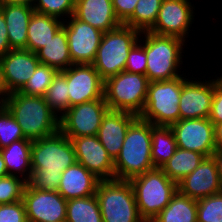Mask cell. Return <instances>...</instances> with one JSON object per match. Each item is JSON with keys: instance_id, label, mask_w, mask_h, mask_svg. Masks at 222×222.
Masks as SVG:
<instances>
[{"instance_id": "26", "label": "cell", "mask_w": 222, "mask_h": 222, "mask_svg": "<svg viewBox=\"0 0 222 222\" xmlns=\"http://www.w3.org/2000/svg\"><path fill=\"white\" fill-rule=\"evenodd\" d=\"M40 63L63 71L73 65L67 40L65 27L62 26L53 38L42 47L37 53Z\"/></svg>"}, {"instance_id": "35", "label": "cell", "mask_w": 222, "mask_h": 222, "mask_svg": "<svg viewBox=\"0 0 222 222\" xmlns=\"http://www.w3.org/2000/svg\"><path fill=\"white\" fill-rule=\"evenodd\" d=\"M197 222H222V191L197 200Z\"/></svg>"}, {"instance_id": "7", "label": "cell", "mask_w": 222, "mask_h": 222, "mask_svg": "<svg viewBox=\"0 0 222 222\" xmlns=\"http://www.w3.org/2000/svg\"><path fill=\"white\" fill-rule=\"evenodd\" d=\"M139 36L140 31L123 24L103 34L92 65L104 81L124 71L129 51Z\"/></svg>"}, {"instance_id": "30", "label": "cell", "mask_w": 222, "mask_h": 222, "mask_svg": "<svg viewBox=\"0 0 222 222\" xmlns=\"http://www.w3.org/2000/svg\"><path fill=\"white\" fill-rule=\"evenodd\" d=\"M66 222H103L96 195L67 200Z\"/></svg>"}, {"instance_id": "41", "label": "cell", "mask_w": 222, "mask_h": 222, "mask_svg": "<svg viewBox=\"0 0 222 222\" xmlns=\"http://www.w3.org/2000/svg\"><path fill=\"white\" fill-rule=\"evenodd\" d=\"M138 1L112 0L115 15L122 24L133 14Z\"/></svg>"}, {"instance_id": "22", "label": "cell", "mask_w": 222, "mask_h": 222, "mask_svg": "<svg viewBox=\"0 0 222 222\" xmlns=\"http://www.w3.org/2000/svg\"><path fill=\"white\" fill-rule=\"evenodd\" d=\"M100 179L83 165L75 162L62 172L58 192L66 199L95 195Z\"/></svg>"}, {"instance_id": "5", "label": "cell", "mask_w": 222, "mask_h": 222, "mask_svg": "<svg viewBox=\"0 0 222 222\" xmlns=\"http://www.w3.org/2000/svg\"><path fill=\"white\" fill-rule=\"evenodd\" d=\"M141 34L145 35L148 81L171 80L182 76L178 74L177 69L182 63V46H185V41L178 37L157 35L149 31Z\"/></svg>"}, {"instance_id": "18", "label": "cell", "mask_w": 222, "mask_h": 222, "mask_svg": "<svg viewBox=\"0 0 222 222\" xmlns=\"http://www.w3.org/2000/svg\"><path fill=\"white\" fill-rule=\"evenodd\" d=\"M214 93V79L205 82L187 79L179 100L180 120L208 118Z\"/></svg>"}, {"instance_id": "24", "label": "cell", "mask_w": 222, "mask_h": 222, "mask_svg": "<svg viewBox=\"0 0 222 222\" xmlns=\"http://www.w3.org/2000/svg\"><path fill=\"white\" fill-rule=\"evenodd\" d=\"M63 23L56 17L34 11L27 28L26 50L37 53L53 38Z\"/></svg>"}, {"instance_id": "38", "label": "cell", "mask_w": 222, "mask_h": 222, "mask_svg": "<svg viewBox=\"0 0 222 222\" xmlns=\"http://www.w3.org/2000/svg\"><path fill=\"white\" fill-rule=\"evenodd\" d=\"M140 41L143 40L139 39V41L129 51L124 71L146 75L147 57L145 43L143 41V44H141Z\"/></svg>"}, {"instance_id": "9", "label": "cell", "mask_w": 222, "mask_h": 222, "mask_svg": "<svg viewBox=\"0 0 222 222\" xmlns=\"http://www.w3.org/2000/svg\"><path fill=\"white\" fill-rule=\"evenodd\" d=\"M95 195L103 222H145L139 214L129 181L100 180Z\"/></svg>"}, {"instance_id": "21", "label": "cell", "mask_w": 222, "mask_h": 222, "mask_svg": "<svg viewBox=\"0 0 222 222\" xmlns=\"http://www.w3.org/2000/svg\"><path fill=\"white\" fill-rule=\"evenodd\" d=\"M73 15L103 33L122 25L115 15L112 0H75Z\"/></svg>"}, {"instance_id": "17", "label": "cell", "mask_w": 222, "mask_h": 222, "mask_svg": "<svg viewBox=\"0 0 222 222\" xmlns=\"http://www.w3.org/2000/svg\"><path fill=\"white\" fill-rule=\"evenodd\" d=\"M4 82L9 93L20 91L40 64L36 53L26 49H11L0 57Z\"/></svg>"}, {"instance_id": "20", "label": "cell", "mask_w": 222, "mask_h": 222, "mask_svg": "<svg viewBox=\"0 0 222 222\" xmlns=\"http://www.w3.org/2000/svg\"><path fill=\"white\" fill-rule=\"evenodd\" d=\"M137 117L129 112L113 110H108L103 116L96 136L113 160L119 155L126 132Z\"/></svg>"}, {"instance_id": "44", "label": "cell", "mask_w": 222, "mask_h": 222, "mask_svg": "<svg viewBox=\"0 0 222 222\" xmlns=\"http://www.w3.org/2000/svg\"><path fill=\"white\" fill-rule=\"evenodd\" d=\"M9 94L10 93L8 92L7 87L5 85V82H4L2 67H1V64H0V102L2 104L5 102V100L9 96Z\"/></svg>"}, {"instance_id": "12", "label": "cell", "mask_w": 222, "mask_h": 222, "mask_svg": "<svg viewBox=\"0 0 222 222\" xmlns=\"http://www.w3.org/2000/svg\"><path fill=\"white\" fill-rule=\"evenodd\" d=\"M28 222H66L67 200L58 191L30 188L23 192Z\"/></svg>"}, {"instance_id": "34", "label": "cell", "mask_w": 222, "mask_h": 222, "mask_svg": "<svg viewBox=\"0 0 222 222\" xmlns=\"http://www.w3.org/2000/svg\"><path fill=\"white\" fill-rule=\"evenodd\" d=\"M22 139H25V136L20 125L9 110L2 105L0 107V149Z\"/></svg>"}, {"instance_id": "14", "label": "cell", "mask_w": 222, "mask_h": 222, "mask_svg": "<svg viewBox=\"0 0 222 222\" xmlns=\"http://www.w3.org/2000/svg\"><path fill=\"white\" fill-rule=\"evenodd\" d=\"M62 72L68 83L69 108L104 99V80L92 64H73Z\"/></svg>"}, {"instance_id": "39", "label": "cell", "mask_w": 222, "mask_h": 222, "mask_svg": "<svg viewBox=\"0 0 222 222\" xmlns=\"http://www.w3.org/2000/svg\"><path fill=\"white\" fill-rule=\"evenodd\" d=\"M0 222H28L23 200L0 204Z\"/></svg>"}, {"instance_id": "1", "label": "cell", "mask_w": 222, "mask_h": 222, "mask_svg": "<svg viewBox=\"0 0 222 222\" xmlns=\"http://www.w3.org/2000/svg\"><path fill=\"white\" fill-rule=\"evenodd\" d=\"M76 162L72 141L60 130L32 141V172L26 184L37 190L58 191L64 170Z\"/></svg>"}, {"instance_id": "28", "label": "cell", "mask_w": 222, "mask_h": 222, "mask_svg": "<svg viewBox=\"0 0 222 222\" xmlns=\"http://www.w3.org/2000/svg\"><path fill=\"white\" fill-rule=\"evenodd\" d=\"M199 152L177 148L173 156L161 167L170 180L177 184L191 174L204 160Z\"/></svg>"}, {"instance_id": "10", "label": "cell", "mask_w": 222, "mask_h": 222, "mask_svg": "<svg viewBox=\"0 0 222 222\" xmlns=\"http://www.w3.org/2000/svg\"><path fill=\"white\" fill-rule=\"evenodd\" d=\"M108 110L105 99L74 105L60 116L59 130L67 137L97 135Z\"/></svg>"}, {"instance_id": "43", "label": "cell", "mask_w": 222, "mask_h": 222, "mask_svg": "<svg viewBox=\"0 0 222 222\" xmlns=\"http://www.w3.org/2000/svg\"><path fill=\"white\" fill-rule=\"evenodd\" d=\"M212 157L215 159L217 171L219 174V179L222 185V148H217L214 152Z\"/></svg>"}, {"instance_id": "6", "label": "cell", "mask_w": 222, "mask_h": 222, "mask_svg": "<svg viewBox=\"0 0 222 222\" xmlns=\"http://www.w3.org/2000/svg\"><path fill=\"white\" fill-rule=\"evenodd\" d=\"M182 76L171 80L149 82L144 110L140 118L155 126H171L180 120L179 100Z\"/></svg>"}, {"instance_id": "46", "label": "cell", "mask_w": 222, "mask_h": 222, "mask_svg": "<svg viewBox=\"0 0 222 222\" xmlns=\"http://www.w3.org/2000/svg\"><path fill=\"white\" fill-rule=\"evenodd\" d=\"M35 0H0V4H25L33 7Z\"/></svg>"}, {"instance_id": "3", "label": "cell", "mask_w": 222, "mask_h": 222, "mask_svg": "<svg viewBox=\"0 0 222 222\" xmlns=\"http://www.w3.org/2000/svg\"><path fill=\"white\" fill-rule=\"evenodd\" d=\"M151 123L139 116L130 124L114 160L115 179L126 180L155 168L151 158Z\"/></svg>"}, {"instance_id": "23", "label": "cell", "mask_w": 222, "mask_h": 222, "mask_svg": "<svg viewBox=\"0 0 222 222\" xmlns=\"http://www.w3.org/2000/svg\"><path fill=\"white\" fill-rule=\"evenodd\" d=\"M4 15L9 44L12 49H26L27 28L34 12L33 7L25 4H0Z\"/></svg>"}, {"instance_id": "47", "label": "cell", "mask_w": 222, "mask_h": 222, "mask_svg": "<svg viewBox=\"0 0 222 222\" xmlns=\"http://www.w3.org/2000/svg\"><path fill=\"white\" fill-rule=\"evenodd\" d=\"M7 169H6V165H5V162H4V159L0 153V178L1 177H4V176H7Z\"/></svg>"}, {"instance_id": "4", "label": "cell", "mask_w": 222, "mask_h": 222, "mask_svg": "<svg viewBox=\"0 0 222 222\" xmlns=\"http://www.w3.org/2000/svg\"><path fill=\"white\" fill-rule=\"evenodd\" d=\"M140 216L150 222L171 201L178 184L169 179L161 168H153L129 180Z\"/></svg>"}, {"instance_id": "36", "label": "cell", "mask_w": 222, "mask_h": 222, "mask_svg": "<svg viewBox=\"0 0 222 222\" xmlns=\"http://www.w3.org/2000/svg\"><path fill=\"white\" fill-rule=\"evenodd\" d=\"M33 9L64 21V15L70 18L74 14L75 0H35Z\"/></svg>"}, {"instance_id": "15", "label": "cell", "mask_w": 222, "mask_h": 222, "mask_svg": "<svg viewBox=\"0 0 222 222\" xmlns=\"http://www.w3.org/2000/svg\"><path fill=\"white\" fill-rule=\"evenodd\" d=\"M68 138L74 146L76 162L100 180L115 179L114 160L96 135Z\"/></svg>"}, {"instance_id": "16", "label": "cell", "mask_w": 222, "mask_h": 222, "mask_svg": "<svg viewBox=\"0 0 222 222\" xmlns=\"http://www.w3.org/2000/svg\"><path fill=\"white\" fill-rule=\"evenodd\" d=\"M193 14L190 0H163L155 24L149 32L185 41L194 20Z\"/></svg>"}, {"instance_id": "33", "label": "cell", "mask_w": 222, "mask_h": 222, "mask_svg": "<svg viewBox=\"0 0 222 222\" xmlns=\"http://www.w3.org/2000/svg\"><path fill=\"white\" fill-rule=\"evenodd\" d=\"M58 72L59 71L57 69L40 63L34 74L29 78L28 82L19 92L24 95L44 97L47 89Z\"/></svg>"}, {"instance_id": "8", "label": "cell", "mask_w": 222, "mask_h": 222, "mask_svg": "<svg viewBox=\"0 0 222 222\" xmlns=\"http://www.w3.org/2000/svg\"><path fill=\"white\" fill-rule=\"evenodd\" d=\"M149 81L146 75L122 71L104 81V99L109 110L140 116L144 110Z\"/></svg>"}, {"instance_id": "13", "label": "cell", "mask_w": 222, "mask_h": 222, "mask_svg": "<svg viewBox=\"0 0 222 222\" xmlns=\"http://www.w3.org/2000/svg\"><path fill=\"white\" fill-rule=\"evenodd\" d=\"M70 19L68 21L65 19L63 26L67 34L72 63L92 64L104 33L74 15Z\"/></svg>"}, {"instance_id": "31", "label": "cell", "mask_w": 222, "mask_h": 222, "mask_svg": "<svg viewBox=\"0 0 222 222\" xmlns=\"http://www.w3.org/2000/svg\"><path fill=\"white\" fill-rule=\"evenodd\" d=\"M163 0H139L133 14L123 25L140 32L149 31L155 24Z\"/></svg>"}, {"instance_id": "19", "label": "cell", "mask_w": 222, "mask_h": 222, "mask_svg": "<svg viewBox=\"0 0 222 222\" xmlns=\"http://www.w3.org/2000/svg\"><path fill=\"white\" fill-rule=\"evenodd\" d=\"M178 190L187 197L199 200L222 191L215 159L205 157L200 165L178 183Z\"/></svg>"}, {"instance_id": "29", "label": "cell", "mask_w": 222, "mask_h": 222, "mask_svg": "<svg viewBox=\"0 0 222 222\" xmlns=\"http://www.w3.org/2000/svg\"><path fill=\"white\" fill-rule=\"evenodd\" d=\"M151 158L155 168H161L178 148L175 135L170 126L151 124Z\"/></svg>"}, {"instance_id": "40", "label": "cell", "mask_w": 222, "mask_h": 222, "mask_svg": "<svg viewBox=\"0 0 222 222\" xmlns=\"http://www.w3.org/2000/svg\"><path fill=\"white\" fill-rule=\"evenodd\" d=\"M208 119L213 124L222 122V76L214 79V93Z\"/></svg>"}, {"instance_id": "11", "label": "cell", "mask_w": 222, "mask_h": 222, "mask_svg": "<svg viewBox=\"0 0 222 222\" xmlns=\"http://www.w3.org/2000/svg\"><path fill=\"white\" fill-rule=\"evenodd\" d=\"M177 147L210 157L217 149L214 124L208 118L184 119L172 124Z\"/></svg>"}, {"instance_id": "2", "label": "cell", "mask_w": 222, "mask_h": 222, "mask_svg": "<svg viewBox=\"0 0 222 222\" xmlns=\"http://www.w3.org/2000/svg\"><path fill=\"white\" fill-rule=\"evenodd\" d=\"M3 105L20 125L26 139L39 140L59 131V116L51 110L44 97L15 91L9 94Z\"/></svg>"}, {"instance_id": "32", "label": "cell", "mask_w": 222, "mask_h": 222, "mask_svg": "<svg viewBox=\"0 0 222 222\" xmlns=\"http://www.w3.org/2000/svg\"><path fill=\"white\" fill-rule=\"evenodd\" d=\"M51 110L60 118L69 109V93L66 75L59 71L44 95ZM61 114H57V113Z\"/></svg>"}, {"instance_id": "37", "label": "cell", "mask_w": 222, "mask_h": 222, "mask_svg": "<svg viewBox=\"0 0 222 222\" xmlns=\"http://www.w3.org/2000/svg\"><path fill=\"white\" fill-rule=\"evenodd\" d=\"M26 181L20 176L7 175L0 178V204H11L22 200Z\"/></svg>"}, {"instance_id": "42", "label": "cell", "mask_w": 222, "mask_h": 222, "mask_svg": "<svg viewBox=\"0 0 222 222\" xmlns=\"http://www.w3.org/2000/svg\"><path fill=\"white\" fill-rule=\"evenodd\" d=\"M4 15L0 10V57L8 53L12 48L9 44L7 26Z\"/></svg>"}, {"instance_id": "27", "label": "cell", "mask_w": 222, "mask_h": 222, "mask_svg": "<svg viewBox=\"0 0 222 222\" xmlns=\"http://www.w3.org/2000/svg\"><path fill=\"white\" fill-rule=\"evenodd\" d=\"M150 222H197V200L178 190L169 204Z\"/></svg>"}, {"instance_id": "25", "label": "cell", "mask_w": 222, "mask_h": 222, "mask_svg": "<svg viewBox=\"0 0 222 222\" xmlns=\"http://www.w3.org/2000/svg\"><path fill=\"white\" fill-rule=\"evenodd\" d=\"M31 145L32 141L25 138L14 141L9 146L0 149L8 175L18 176L21 174L23 180L26 182L29 180L32 172Z\"/></svg>"}, {"instance_id": "45", "label": "cell", "mask_w": 222, "mask_h": 222, "mask_svg": "<svg viewBox=\"0 0 222 222\" xmlns=\"http://www.w3.org/2000/svg\"><path fill=\"white\" fill-rule=\"evenodd\" d=\"M216 147L222 148V122L214 124Z\"/></svg>"}]
</instances>
